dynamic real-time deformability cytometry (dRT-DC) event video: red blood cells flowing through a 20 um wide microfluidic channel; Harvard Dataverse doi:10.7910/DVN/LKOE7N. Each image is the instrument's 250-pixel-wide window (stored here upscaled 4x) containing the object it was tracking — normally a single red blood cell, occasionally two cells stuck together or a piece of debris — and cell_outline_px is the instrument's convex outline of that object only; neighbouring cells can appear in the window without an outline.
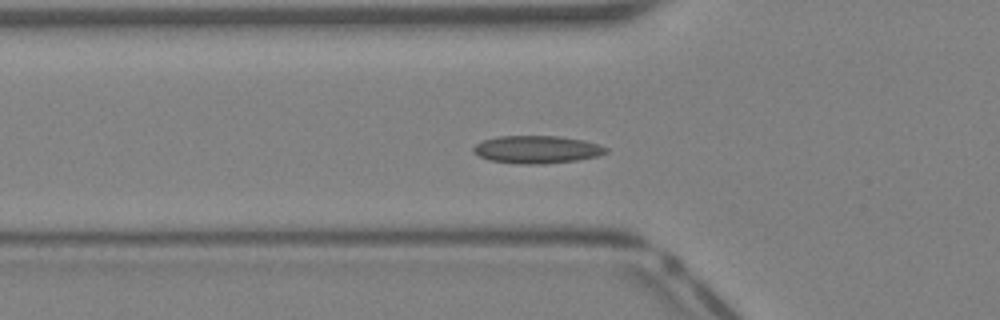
{"species": "Egyptian fruit bat (a non-hibernating species)", "species_latin": "Rousettus aegyptiacus", "temperature_condition": "warm", "stored_images_in_passage": 34, "camera_frame_rate_fps": 3000, "um_per_image_px": 0.085, "animal": {"sex": "female"}, "frame": {"image": 1, "passage_image": 7, "time_ms": 2.0, "image_size_px": [1000, 320], "cell_outline_px": [[608, 152], [600, 156], [576, 160], [544, 164], [520, 164], [488, 160], [472, 152], [472, 148], [476, 144], [484, 140], [500, 136], [560, 136], [584, 140], [608, 148]], "centroid_in_image_um": [45.64, 12.71], "position_along_channel_um": 80.2, "area_um2": 21.44}}
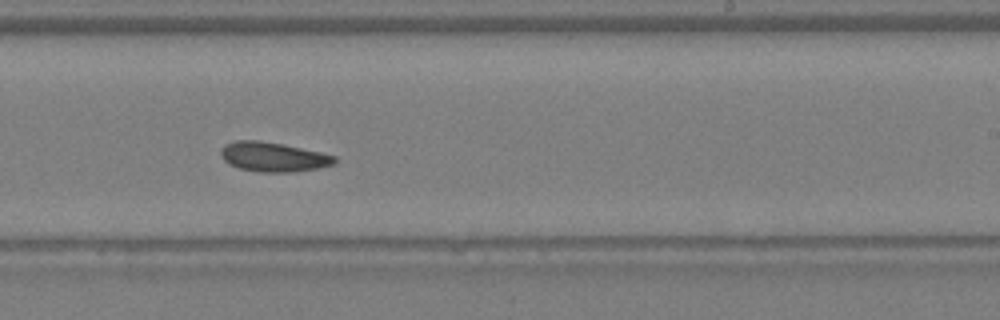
{"frame": {"image": 2, "passage_image": 18, "time_ms": 5.667, "image_size_px": [1000, 320], "cell_outline_px": [[336, 164], [320, 168], [296, 172], [260, 172], [240, 168], [228, 164], [224, 160], [220, 152], [224, 144], [236, 140], [260, 140], [320, 152], [336, 156]], "centroid_in_image_um": [23.24, 13.34], "position_along_channel_um": 265.8, "area_um2": 19.59}}
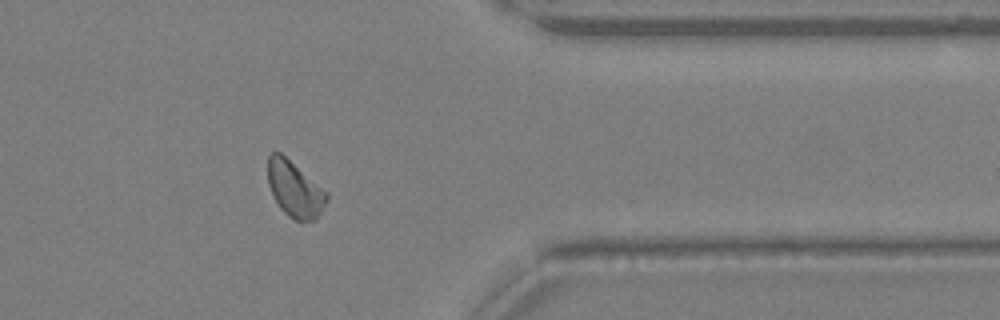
{"frame": {"image": 3, "passage_image": 26, "time_ms": 8.333, "image_size_px": [1000, 320], "cell_outline_px": [[328, 200], [316, 220], [296, 220], [288, 216], [280, 208], [268, 184], [268, 156], [272, 152], [280, 152], [328, 192]], "centroid_in_image_um": [25.07, 16.08], "position_along_channel_um": 386.3, "area_um2": 18.96}}